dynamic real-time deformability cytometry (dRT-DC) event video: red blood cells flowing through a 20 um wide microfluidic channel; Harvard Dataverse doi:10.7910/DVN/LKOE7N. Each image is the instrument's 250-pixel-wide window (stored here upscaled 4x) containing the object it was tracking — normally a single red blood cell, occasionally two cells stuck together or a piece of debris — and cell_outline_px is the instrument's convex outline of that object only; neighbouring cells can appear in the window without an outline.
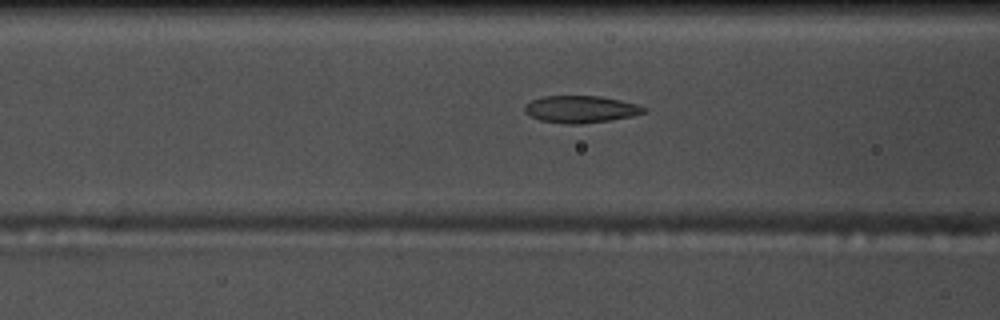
{"species": "common noctule bat (a hibernating species)", "species_latin": "Nyctalus noctula", "temperature_condition": "warm", "stored_images_in_passage": 35, "camera_frame_rate_fps": 3000, "um_per_image_px": 0.085, "animal": {"sex": "male", "body_mass_g": 17.5, "forearm_length_mm": 52.3}, "frame": {"image": 1, "passage_image": 12, "time_ms": 3.667, "image_size_px": [1000, 320], "cell_outline_px": [[648, 112], [632, 116], [608, 120], [580, 124], [564, 124], [540, 120], [524, 112], [524, 104], [532, 100], [544, 96], [600, 96], [620, 100], [636, 104], [648, 108]], "centroid_in_image_um": [49.37, 9.28], "position_along_channel_um": 117.2, "area_um2": 18.84}}
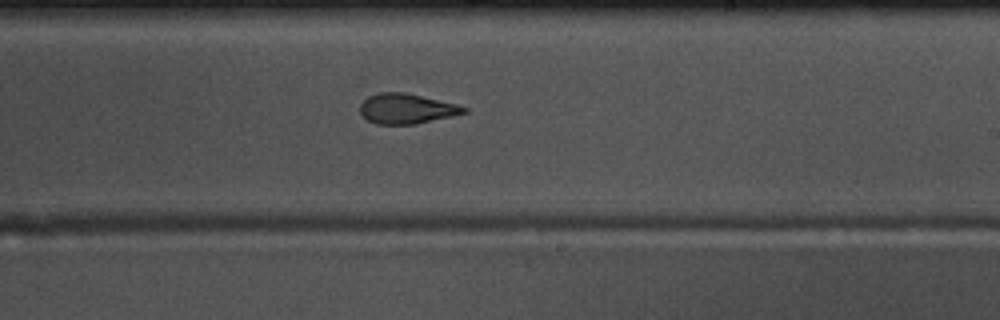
{"frame": {"image": 2, "passage_image": 23, "time_ms": 7.333, "image_size_px": [1000, 320], "cell_outline_px": [[468, 112], [452, 116], [416, 124], [376, 124], [368, 120], [360, 112], [360, 104], [368, 96], [380, 92], [404, 92], [456, 104], [468, 108]], "centroid_in_image_um": [34.55, 9.24], "position_along_channel_um": 254.4, "area_um2": 18.09}}
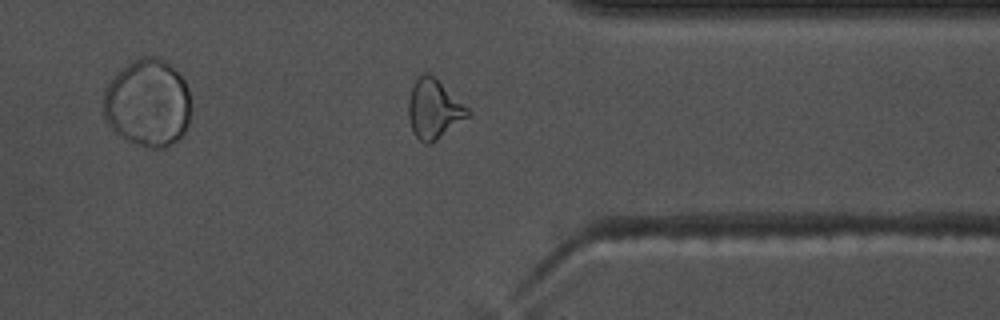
{"frame": {"image": 3, "passage_image": 33, "time_ms": 10.667, "image_size_px": [1000, 320], "cell_outline_px": [[472, 116], [436, 140], [428, 144], [424, 144], [412, 132], [408, 116], [408, 100], [412, 88], [416, 80], [420, 76], [428, 72], [468, 108], [472, 112]], "centroid_in_image_um": [36.89, 9.32], "position_along_channel_um": 374.5, "area_um2": 20.35}}